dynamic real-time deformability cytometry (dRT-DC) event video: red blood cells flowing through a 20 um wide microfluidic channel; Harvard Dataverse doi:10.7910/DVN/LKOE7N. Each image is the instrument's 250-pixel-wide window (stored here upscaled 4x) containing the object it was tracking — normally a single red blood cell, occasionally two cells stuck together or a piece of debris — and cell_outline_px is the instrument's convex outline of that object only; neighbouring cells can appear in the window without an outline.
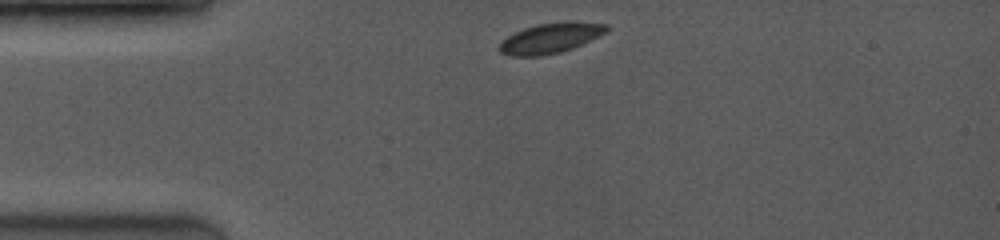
{"species": "common noctule bat (a hibernating species)", "species_latin": "Nyctalus noctula", "temperature_condition": "room temperature", "stored_images_in_passage": 47, "camera_frame_rate_fps": 3500, "um_per_image_px": 0.085, "animal": {"sex": "female", "body_mass_g": 19.0, "forearm_length_mm": 53.3}, "frame": {"image": 1, "passage_image": 1, "time_ms": 0.0, "image_size_px": [1000, 240], "cell_outline_px": [[608, 32], [572, 48], [560, 52], [540, 56], [508, 56], [500, 52], [500, 44], [508, 36], [524, 28], [536, 24], [564, 20], [572, 20], [608, 24]], "centroid_in_image_um": [46.84, 3.21], "position_along_channel_um": 38.2, "area_um2": 19.02}}
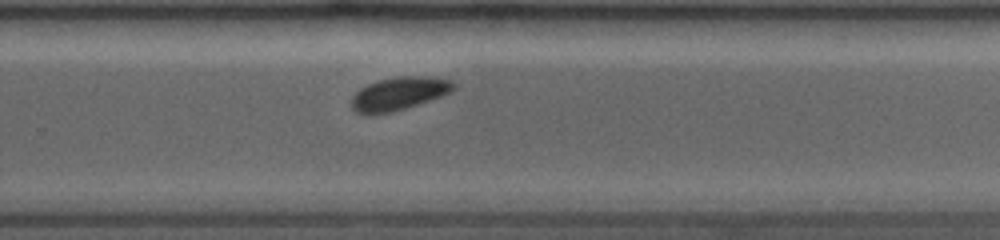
{"frame": {"image": 2, "passage_image": 32, "time_ms": 7.143, "image_size_px": [1000, 240], "cell_outline_px": [[456, 84], [448, 92], [440, 96], [392, 112], [372, 116], [368, 116], [356, 112], [352, 108], [352, 96], [360, 88], [376, 80], [400, 76], [428, 76], [452, 80]], "centroid_in_image_um": [33.84, 7.96], "position_along_channel_um": 296.0, "area_um2": 19.65}}
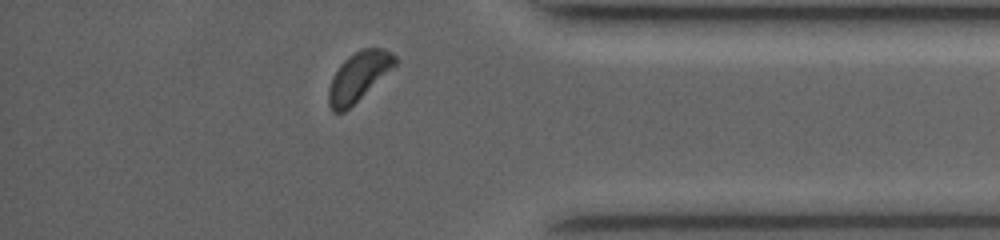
{"frame": {"image": 3, "passage_image": 43, "time_ms": 10.0, "image_size_px": [1000, 240], "cell_outline_px": [[400, 60], [392, 68], [344, 112], [332, 112], [328, 104], [328, 88], [332, 76], [340, 64], [348, 56], [364, 48], [380, 48], [392, 52]], "centroid_in_image_um": [30.45, 6.49], "position_along_channel_um": 404.7, "area_um2": 18.73}, "authors_computed_cell_mechanics": {"area_um2": 20.0566, "velocity_mm_per_s": 4.0535, "shape_relaxation_time_tau1_ms": 1.3604, "shape_relaxation_time_tau2_ms": null, "deformation_change_tau1": 0.0365, "deformation_change_tau2": null}}